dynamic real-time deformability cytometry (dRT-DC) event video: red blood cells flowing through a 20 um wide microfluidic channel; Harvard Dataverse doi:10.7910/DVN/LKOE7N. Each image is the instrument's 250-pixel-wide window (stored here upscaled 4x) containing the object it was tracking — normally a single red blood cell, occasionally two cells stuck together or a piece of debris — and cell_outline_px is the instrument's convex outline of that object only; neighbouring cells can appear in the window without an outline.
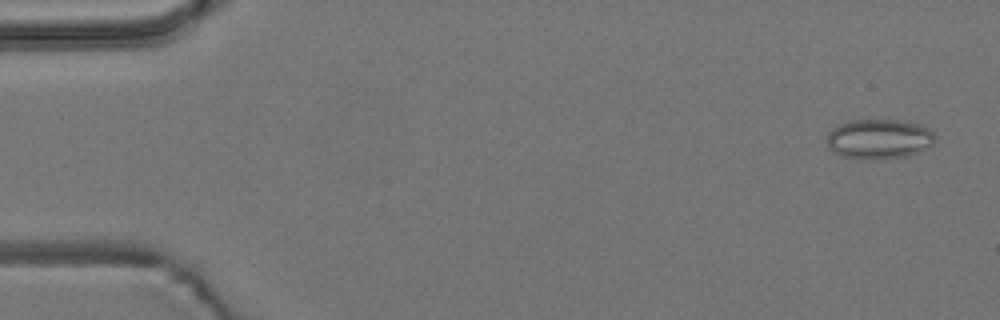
{"species": "common noctule bat (a hibernating species)", "species_latin": "Nyctalus noctula", "temperature_condition": "room temperature", "stored_images_in_passage": 54, "camera_frame_rate_fps": 3000, "um_per_image_px": 0.085, "animal": {"sex": "male", "body_mass_g": 19.2, "forearm_length_mm": 51.8}, "frame": {"image": 1, "passage_image": 3, "time_ms": 0.667, "image_size_px": [1000, 320], "cell_outline_px": [[936, 140], [932, 148], [908, 156], [884, 160], [860, 160], [840, 156], [832, 152], [828, 148], [828, 132], [836, 124], [852, 120], [896, 120], [920, 124], [928, 128], [936, 136]], "centroid_in_image_um": [74.74, 11.85], "position_along_channel_um": 10.3, "area_um2": 26.01}}
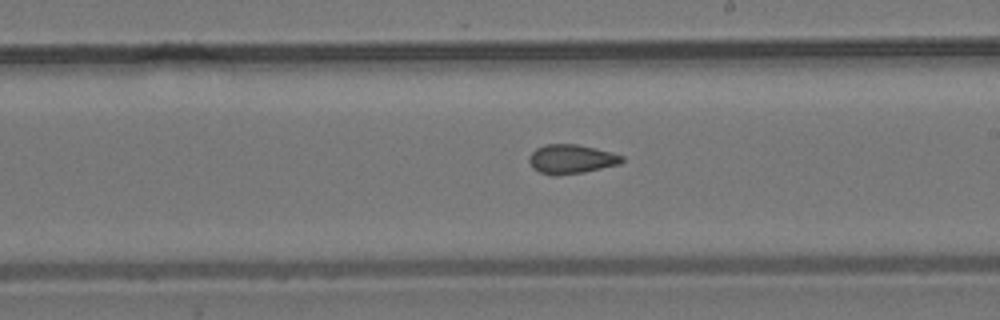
{"frame": {"image": 2, "passage_image": 32, "time_ms": 10.333, "image_size_px": [1000, 320], "cell_outline_px": [[624, 160], [620, 164], [584, 172], [556, 176], [552, 176], [540, 172], [532, 168], [528, 160], [528, 156], [536, 148], [544, 144], [576, 144], [596, 148], [612, 152], [624, 156]], "centroid_in_image_um": [48.54, 13.52], "position_along_channel_um": 240.5, "area_um2": 16.01}}
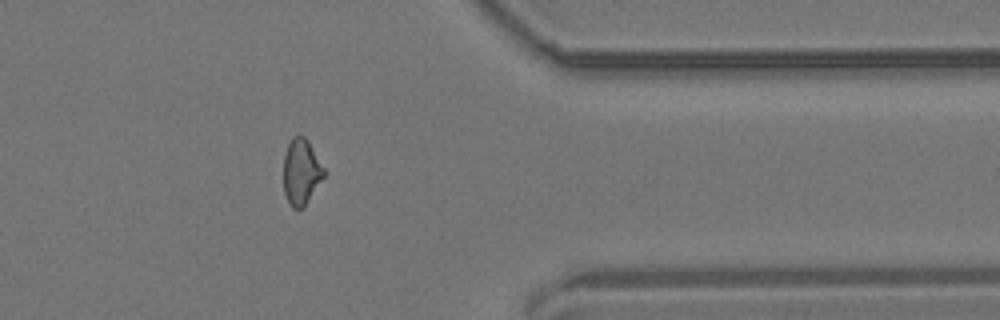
{"frame": {"image": 3, "passage_image": 45, "time_ms": 14.667, "image_size_px": [1000, 320], "cell_outline_px": [[324, 176], [304, 208], [292, 208], [284, 192], [284, 156], [288, 144], [292, 136], [304, 136], [308, 140], [324, 168]], "centroid_in_image_um": [25.6, 14.6], "position_along_channel_um": 385.8, "area_um2": 15.37}}